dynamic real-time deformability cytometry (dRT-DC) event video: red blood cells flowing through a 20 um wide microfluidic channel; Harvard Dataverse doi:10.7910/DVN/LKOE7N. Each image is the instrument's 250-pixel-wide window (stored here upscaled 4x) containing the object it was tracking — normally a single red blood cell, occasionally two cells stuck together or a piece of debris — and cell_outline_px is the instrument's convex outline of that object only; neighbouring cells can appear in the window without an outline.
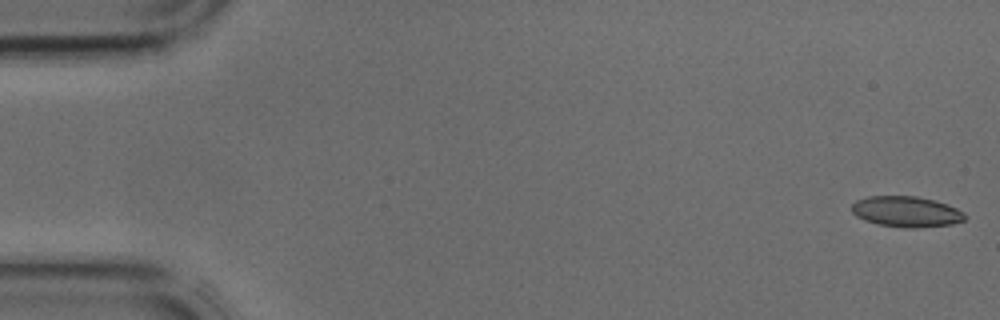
{"species": "common noctule bat (a hibernating species)", "species_latin": "Nyctalus noctula", "temperature_condition": "cold", "stored_images_in_passage": 12, "camera_frame_rate_fps": 3000, "um_per_image_px": 0.085, "animal": {"sex": "male", "body_mass_g": 17.9, "forearm_length_mm": 54.2}, "frame": {"image": 1, "passage_image": 1, "time_ms": 0.0, "image_size_px": [1000, 320], "cell_outline_px": [[968, 216], [964, 220], [952, 224], [920, 228], [904, 228], [880, 224], [864, 220], [856, 216], [852, 212], [852, 204], [856, 200], [868, 196], [916, 196], [948, 204], [964, 212]], "centroid_in_image_um": [77.05, 17.99], "position_along_channel_um": 7.9, "area_um2": 20.35}}
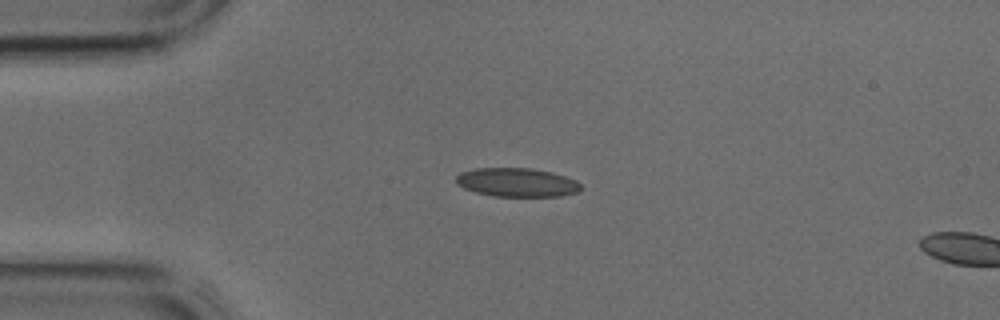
{"frame": {"image": 2, "passage_image": 10, "time_ms": 3.0, "image_size_px": [1000, 320], "cell_outline_px": [[580, 192], [560, 196], [492, 196], [476, 192], [464, 188], [456, 184], [456, 176], [460, 172], [476, 168], [528, 168], [552, 172], [576, 180], [580, 184]], "centroid_in_image_um": [43.93, 15.5], "position_along_channel_um": 41.1, "area_um2": 20.92}}